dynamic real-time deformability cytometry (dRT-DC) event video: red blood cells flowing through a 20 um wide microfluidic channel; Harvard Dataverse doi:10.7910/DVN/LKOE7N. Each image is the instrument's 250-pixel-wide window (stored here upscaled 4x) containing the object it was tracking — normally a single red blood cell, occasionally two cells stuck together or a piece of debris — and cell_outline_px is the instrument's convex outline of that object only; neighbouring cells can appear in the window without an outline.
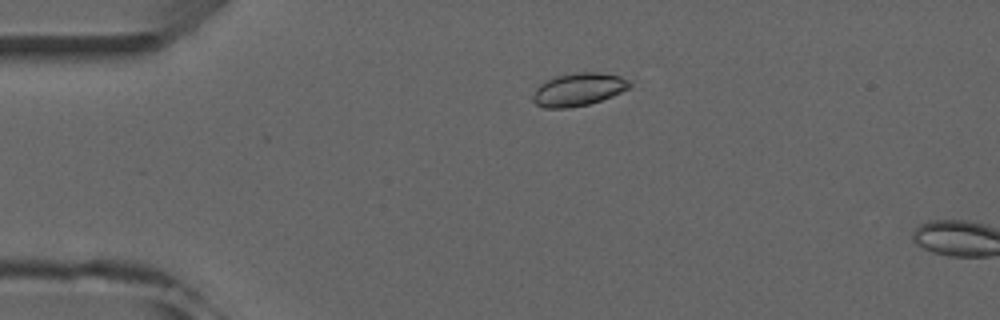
{"species": "common noctule bat (a hibernating species)", "species_latin": "Nyctalus noctula", "temperature_condition": "room temperature", "stored_images_in_passage": 2, "camera_frame_rate_fps": 3000, "um_per_image_px": 0.085, "animal": {"sex": "male", "forearm_length_mm": 52.5}, "frame": {"image": 1, "passage_image": 1, "time_ms": 0.0, "image_size_px": [1000, 320], "cell_outline_px": [[632, 84], [628, 88], [612, 96], [588, 104], [568, 108], [544, 108], [536, 104], [532, 100], [532, 96], [536, 88], [540, 84], [556, 76], [576, 72], [600, 72], [620, 76], [628, 80]], "centroid_in_image_um": [49.15, 7.6], "position_along_channel_um": 35.9, "area_um2": 18.44}}